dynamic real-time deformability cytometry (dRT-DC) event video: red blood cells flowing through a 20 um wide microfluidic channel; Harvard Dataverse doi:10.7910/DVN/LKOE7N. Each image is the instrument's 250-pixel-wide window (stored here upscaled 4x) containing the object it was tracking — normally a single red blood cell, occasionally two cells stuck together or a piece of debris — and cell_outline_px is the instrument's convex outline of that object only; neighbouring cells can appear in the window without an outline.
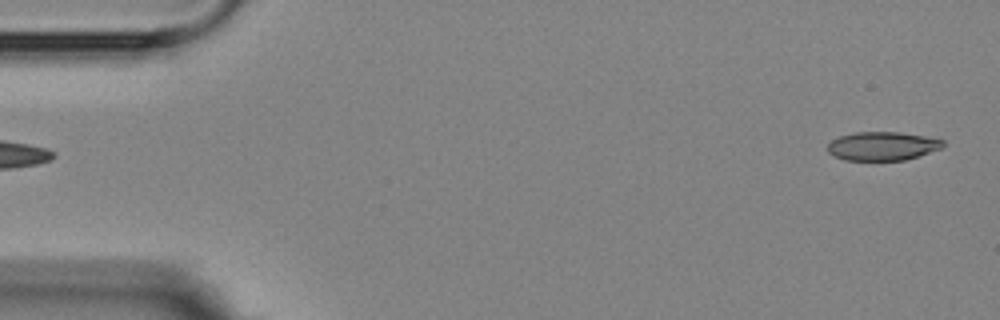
{"species": "Egyptian fruit bat (a non-hibernating species)", "species_latin": "Rousettus aegyptiacus", "temperature_condition": "room temperature", "stored_images_in_passage": 4, "camera_frame_rate_fps": 3000, "um_per_image_px": 0.085, "animal": {"sex": "female"}, "frame": {"image": 1, "passage_image": 1, "time_ms": 0.0, "image_size_px": [1000, 320], "cell_outline_px": [[944, 144], [940, 148], [920, 156], [904, 160], [844, 160], [828, 152], [828, 144], [832, 140], [840, 136], [856, 132], [900, 132], [924, 136], [944, 140]], "centroid_in_image_um": [75.01, 12.41], "position_along_channel_um": 10.0, "area_um2": 19.13}}
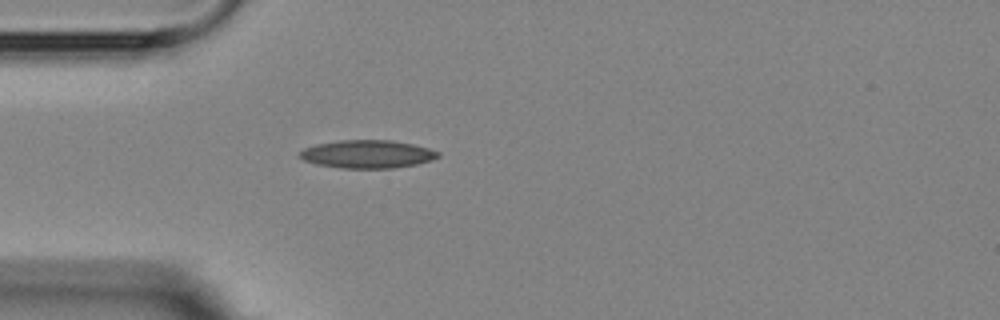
{"frame": {"image": 2, "passage_image": 4, "time_ms": 4.333, "image_size_px": [1000, 320], "cell_outline_px": [[440, 156], [432, 160], [416, 164], [392, 168], [340, 168], [316, 164], [304, 160], [296, 156], [304, 148], [316, 144], [340, 140], [392, 140], [412, 144], [428, 148], [440, 152]], "centroid_in_image_um": [31.21, 13.1], "position_along_channel_um": 53.8, "area_um2": 22.66}}